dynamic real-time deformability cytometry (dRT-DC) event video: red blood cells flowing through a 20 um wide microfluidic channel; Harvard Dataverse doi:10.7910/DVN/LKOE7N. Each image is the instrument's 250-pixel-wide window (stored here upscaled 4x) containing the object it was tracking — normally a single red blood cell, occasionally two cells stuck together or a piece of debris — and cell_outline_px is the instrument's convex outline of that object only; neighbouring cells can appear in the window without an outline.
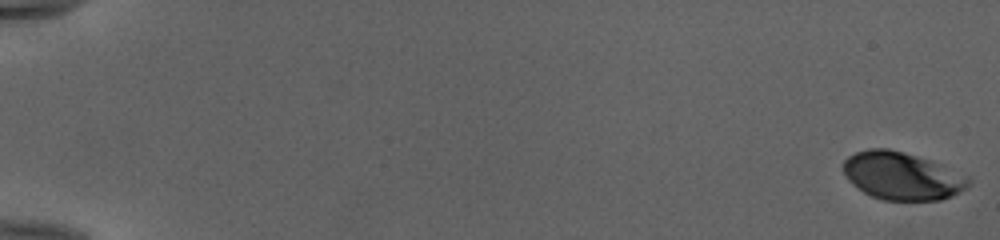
{"species": "human", "species_latin": "Homo sapiens", "temperature_condition": "cold", "stored_images_in_passage": 53, "camera_frame_rate_fps": 3000, "um_per_image_px": 0.085, "donor": {"sex": "female"}, "frame": {"image": 1, "passage_image": 1, "time_ms": 0.0, "image_size_px": [1000, 240], "cell_outline_px": [[972, 180], [964, 188], [952, 196], [940, 200], [884, 200], [872, 196], [864, 192], [852, 184], [848, 180], [844, 172], [844, 160], [848, 156], [856, 152], [868, 148], [888, 148], [916, 156], [928, 160], [968, 176]], "centroid_in_image_um": [76.64, 14.96], "position_along_channel_um": 8.4, "area_um2": 34.39}}
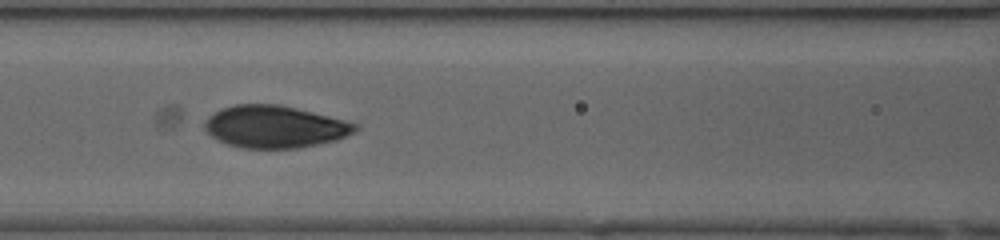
{"frame": {"image": 2, "passage_image": 26, "time_ms": 8.333, "image_size_px": [1000, 240], "cell_outline_px": [[360, 128], [356, 132], [336, 140], [296, 148], [244, 148], [228, 144], [216, 140], [204, 128], [204, 124], [208, 116], [220, 108], [236, 104], [280, 104], [360, 124]], "centroid_in_image_um": [23.35, 10.76], "position_along_channel_um": 143.2, "area_um2": 37.05}}
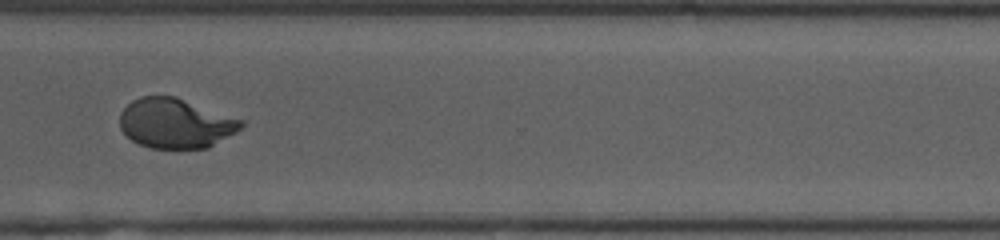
{"frame": {"image": 3, "passage_image": 42, "time_ms": 13.667, "image_size_px": [1000, 240], "cell_outline_px": [[244, 124], [236, 132], [208, 148], [152, 148], [140, 144], [132, 140], [120, 128], [120, 112], [132, 100], [140, 96], [176, 96], [244, 120]], "centroid_in_image_um": [14.93, 10.47], "position_along_channel_um": 355.7, "area_um2": 35.2}, "authors_computed_cell_mechanics": {"area_um2": 36.125, "velocity_mm_per_s": 3.9962, "shape_relaxation_time_tau1_ms": 5.3113, "shape_relaxation_time_tau2_ms": null, "deformation_change_tau1": 0.2013, "deformation_change_tau2": null}}